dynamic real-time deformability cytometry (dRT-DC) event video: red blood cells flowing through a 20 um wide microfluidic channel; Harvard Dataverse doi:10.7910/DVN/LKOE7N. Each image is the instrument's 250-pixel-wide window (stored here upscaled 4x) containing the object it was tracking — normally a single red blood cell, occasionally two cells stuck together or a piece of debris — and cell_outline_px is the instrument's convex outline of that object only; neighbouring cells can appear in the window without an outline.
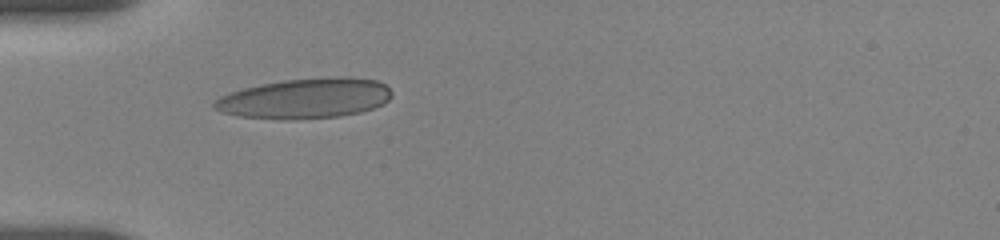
{"species": "human", "species_latin": "Homo sapiens", "temperature_condition": "room temperature", "stored_images_in_passage": 2, "camera_frame_rate_fps": 3000, "um_per_image_px": 0.085, "donor": {"sex": "female"}, "frame": {"image": 1, "passage_image": 1, "time_ms": 0.0, "image_size_px": [1000, 240], "cell_outline_px": [[392, 96], [384, 104], [360, 112], [340, 116], [292, 120], [280, 120], [240, 116], [220, 112], [212, 108], [212, 104], [220, 96], [244, 88], [260, 84], [284, 80], [336, 76], [376, 80], [384, 84], [392, 92]], "centroid_in_image_um": [25.92, 8.37], "position_along_channel_um": 59.1, "area_um2": 41.67}}
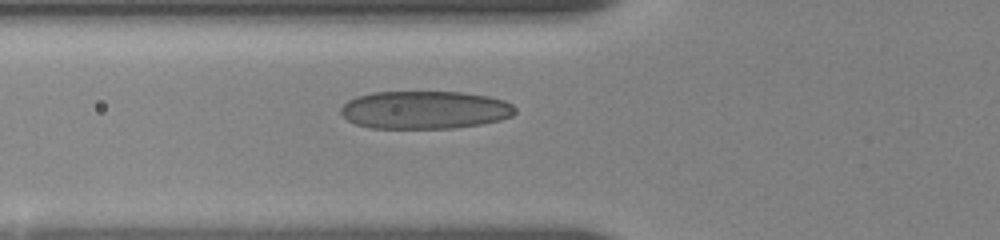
{"frame": {"image": 2, "passage_image": 2, "time_ms": 1.0, "image_size_px": [1000, 240], "cell_outline_px": [[516, 112], [512, 116], [500, 120], [480, 124], [452, 128], [368, 128], [356, 124], [348, 120], [340, 112], [340, 108], [348, 100], [356, 96], [372, 92], [460, 92], [488, 96], [504, 100], [512, 104], [516, 108]], "centroid_in_image_um": [36.1, 9.34], "position_along_channel_um": 89.7, "area_um2": 38.67}}